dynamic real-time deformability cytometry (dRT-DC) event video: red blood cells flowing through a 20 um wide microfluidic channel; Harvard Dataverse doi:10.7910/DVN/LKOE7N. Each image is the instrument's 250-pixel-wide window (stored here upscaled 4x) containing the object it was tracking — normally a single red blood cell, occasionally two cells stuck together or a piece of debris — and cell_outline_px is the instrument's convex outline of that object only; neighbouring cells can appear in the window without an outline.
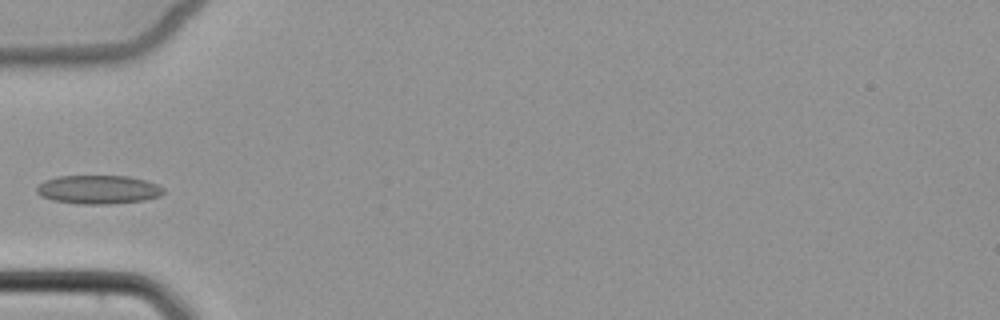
{"species": "common noctule bat (a hibernating species)", "species_latin": "Nyctalus noctula", "temperature_condition": "cold", "stored_images_in_passage": 6, "camera_frame_rate_fps": 3000, "um_per_image_px": 0.085, "animal": {"sex": "female", "body_mass_g": 22.7, "forearm_length_mm": 54.2}, "frame": {"image": 1, "passage_image": 5, "time_ms": 5.0, "image_size_px": [1000, 320], "cell_outline_px": [[164, 192], [160, 196], [144, 200], [108, 204], [80, 204], [52, 200], [36, 192], [36, 188], [44, 180], [56, 176], [128, 176], [144, 180], [156, 184], [164, 188]], "centroid_in_image_um": [8.36, 16.11], "position_along_channel_um": 76.6, "area_um2": 21.1}}
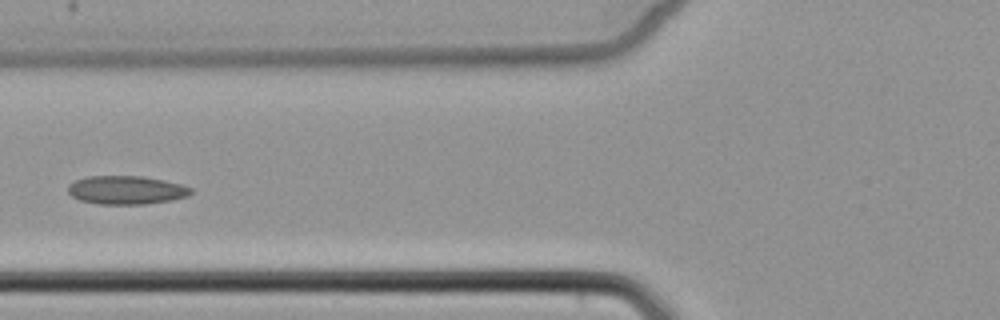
{"frame": {"image": 2, "passage_image": 6, "time_ms": 6.0, "image_size_px": [1000, 320], "cell_outline_px": [[192, 192], [188, 196], [172, 200], [144, 204], [100, 204], [80, 200], [72, 196], [68, 192], [68, 184], [76, 180], [88, 176], [144, 176], [164, 180], [180, 184], [192, 188]], "centroid_in_image_um": [10.74, 16.15], "position_along_channel_um": 115.1, "area_um2": 20.4}}